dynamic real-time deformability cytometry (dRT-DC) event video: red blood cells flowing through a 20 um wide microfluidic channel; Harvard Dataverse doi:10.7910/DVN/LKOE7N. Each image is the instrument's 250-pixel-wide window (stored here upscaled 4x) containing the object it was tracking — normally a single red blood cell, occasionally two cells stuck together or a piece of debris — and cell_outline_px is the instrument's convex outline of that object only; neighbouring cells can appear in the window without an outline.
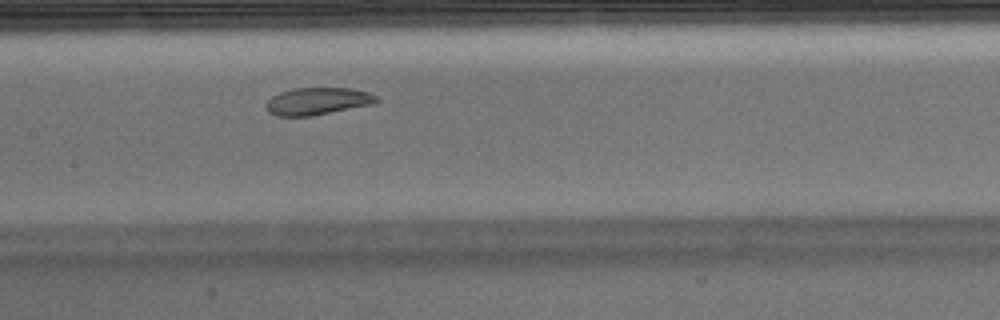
{"species": "Egyptian fruit bat (a non-hibernating species)", "species_latin": "Rousettus aegyptiacus", "temperature_condition": "warm", "stored_images_in_passage": 36, "camera_frame_rate_fps": 3000, "um_per_image_px": 0.085, "animal": {"sex": "male"}, "frame": {"image": 1, "passage_image": 16, "time_ms": 5.0, "image_size_px": [1000, 320], "cell_outline_px": [[380, 100], [372, 104], [312, 116], [276, 116], [268, 112], [264, 104], [272, 96], [280, 92], [292, 88], [352, 88], [368, 92], [376, 96]], "centroid_in_image_um": [26.96, 8.6], "position_along_channel_um": 180.4, "area_um2": 17.63}}
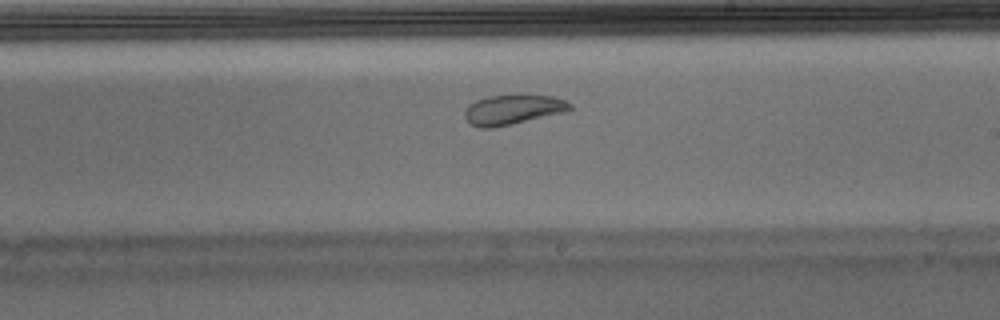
{"frame": {"image": 2, "passage_image": 21, "time_ms": 6.667, "image_size_px": [1000, 320], "cell_outline_px": [[572, 108], [560, 112], [492, 128], [480, 128], [472, 124], [464, 116], [464, 112], [468, 104], [476, 100], [488, 96], [516, 92], [524, 92], [552, 96], [564, 100], [572, 104]], "centroid_in_image_um": [43.55, 9.24], "position_along_channel_um": 245.4, "area_um2": 18.55}}
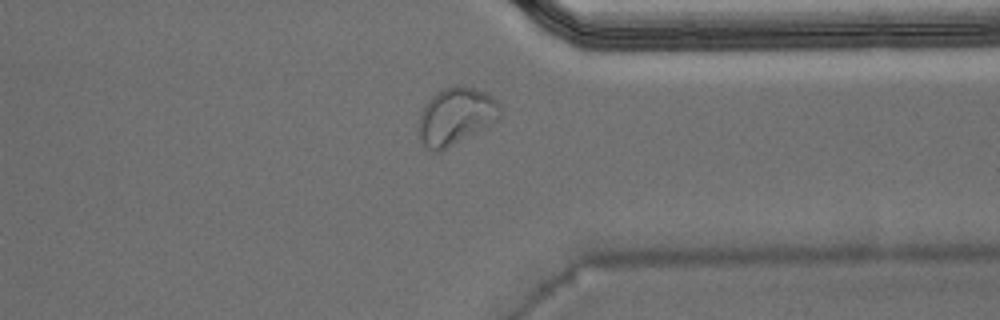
{"frame": {"image": 3, "passage_image": 31, "time_ms": 10.0, "image_size_px": [1000, 320], "cell_outline_px": [[504, 112], [496, 120], [440, 152], [432, 152], [420, 140], [416, 132], [416, 128], [420, 116], [428, 100], [436, 92], [452, 84], [472, 88], [484, 92], [492, 96], [500, 104]], "centroid_in_image_um": [38.71, 9.87], "position_along_channel_um": 372.7, "area_um2": 27.05}}